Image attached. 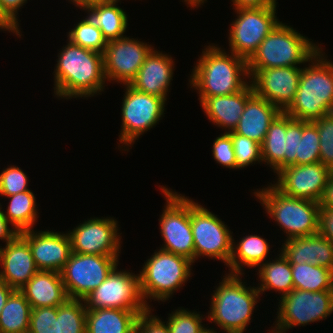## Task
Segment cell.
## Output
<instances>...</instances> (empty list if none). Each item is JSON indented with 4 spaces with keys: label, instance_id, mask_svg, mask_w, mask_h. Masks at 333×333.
<instances>
[{
    "label": "cell",
    "instance_id": "32",
    "mask_svg": "<svg viewBox=\"0 0 333 333\" xmlns=\"http://www.w3.org/2000/svg\"><path fill=\"white\" fill-rule=\"evenodd\" d=\"M31 305L19 290H14L0 312V333H28Z\"/></svg>",
    "mask_w": 333,
    "mask_h": 333
},
{
    "label": "cell",
    "instance_id": "8",
    "mask_svg": "<svg viewBox=\"0 0 333 333\" xmlns=\"http://www.w3.org/2000/svg\"><path fill=\"white\" fill-rule=\"evenodd\" d=\"M190 223L194 241V262L201 256L223 261L228 266L233 235L229 227L206 207L190 198Z\"/></svg>",
    "mask_w": 333,
    "mask_h": 333
},
{
    "label": "cell",
    "instance_id": "51",
    "mask_svg": "<svg viewBox=\"0 0 333 333\" xmlns=\"http://www.w3.org/2000/svg\"><path fill=\"white\" fill-rule=\"evenodd\" d=\"M13 291V288H11L3 280L0 279V312L2 311L8 297Z\"/></svg>",
    "mask_w": 333,
    "mask_h": 333
},
{
    "label": "cell",
    "instance_id": "31",
    "mask_svg": "<svg viewBox=\"0 0 333 333\" xmlns=\"http://www.w3.org/2000/svg\"><path fill=\"white\" fill-rule=\"evenodd\" d=\"M10 202L5 218L18 233L33 229L38 218L36 197L31 190L7 196Z\"/></svg>",
    "mask_w": 333,
    "mask_h": 333
},
{
    "label": "cell",
    "instance_id": "16",
    "mask_svg": "<svg viewBox=\"0 0 333 333\" xmlns=\"http://www.w3.org/2000/svg\"><path fill=\"white\" fill-rule=\"evenodd\" d=\"M152 49V45L127 36L108 41L103 53L106 80L130 84Z\"/></svg>",
    "mask_w": 333,
    "mask_h": 333
},
{
    "label": "cell",
    "instance_id": "26",
    "mask_svg": "<svg viewBox=\"0 0 333 333\" xmlns=\"http://www.w3.org/2000/svg\"><path fill=\"white\" fill-rule=\"evenodd\" d=\"M145 311L113 308L87 310L86 333H135L137 318Z\"/></svg>",
    "mask_w": 333,
    "mask_h": 333
},
{
    "label": "cell",
    "instance_id": "45",
    "mask_svg": "<svg viewBox=\"0 0 333 333\" xmlns=\"http://www.w3.org/2000/svg\"><path fill=\"white\" fill-rule=\"evenodd\" d=\"M318 233L333 243V209L320 208Z\"/></svg>",
    "mask_w": 333,
    "mask_h": 333
},
{
    "label": "cell",
    "instance_id": "35",
    "mask_svg": "<svg viewBox=\"0 0 333 333\" xmlns=\"http://www.w3.org/2000/svg\"><path fill=\"white\" fill-rule=\"evenodd\" d=\"M320 138L317 126L312 121L302 120V137L296 153V165L320 162Z\"/></svg>",
    "mask_w": 333,
    "mask_h": 333
},
{
    "label": "cell",
    "instance_id": "24",
    "mask_svg": "<svg viewBox=\"0 0 333 333\" xmlns=\"http://www.w3.org/2000/svg\"><path fill=\"white\" fill-rule=\"evenodd\" d=\"M282 111L253 93L247 100L233 132L262 144L269 126Z\"/></svg>",
    "mask_w": 333,
    "mask_h": 333
},
{
    "label": "cell",
    "instance_id": "28",
    "mask_svg": "<svg viewBox=\"0 0 333 333\" xmlns=\"http://www.w3.org/2000/svg\"><path fill=\"white\" fill-rule=\"evenodd\" d=\"M241 240L236 244L233 239L232 255L228 263L229 272L232 274H242L244 267H259L267 260V256L270 253V242L262 236L247 235L240 238ZM235 241V242H234Z\"/></svg>",
    "mask_w": 333,
    "mask_h": 333
},
{
    "label": "cell",
    "instance_id": "3",
    "mask_svg": "<svg viewBox=\"0 0 333 333\" xmlns=\"http://www.w3.org/2000/svg\"><path fill=\"white\" fill-rule=\"evenodd\" d=\"M323 51L302 68L297 93L283 111L294 119L314 121L333 112V62Z\"/></svg>",
    "mask_w": 333,
    "mask_h": 333
},
{
    "label": "cell",
    "instance_id": "52",
    "mask_svg": "<svg viewBox=\"0 0 333 333\" xmlns=\"http://www.w3.org/2000/svg\"><path fill=\"white\" fill-rule=\"evenodd\" d=\"M120 0H87V6L107 3H118Z\"/></svg>",
    "mask_w": 333,
    "mask_h": 333
},
{
    "label": "cell",
    "instance_id": "22",
    "mask_svg": "<svg viewBox=\"0 0 333 333\" xmlns=\"http://www.w3.org/2000/svg\"><path fill=\"white\" fill-rule=\"evenodd\" d=\"M281 253L290 264H312L333 271V243L320 233L286 239Z\"/></svg>",
    "mask_w": 333,
    "mask_h": 333
},
{
    "label": "cell",
    "instance_id": "50",
    "mask_svg": "<svg viewBox=\"0 0 333 333\" xmlns=\"http://www.w3.org/2000/svg\"><path fill=\"white\" fill-rule=\"evenodd\" d=\"M0 30L12 32L17 35L19 38L22 34H20V28L3 12V9L0 5Z\"/></svg>",
    "mask_w": 333,
    "mask_h": 333
},
{
    "label": "cell",
    "instance_id": "27",
    "mask_svg": "<svg viewBox=\"0 0 333 333\" xmlns=\"http://www.w3.org/2000/svg\"><path fill=\"white\" fill-rule=\"evenodd\" d=\"M117 5V3H107L79 7L87 11L88 16L85 20L99 28L107 42L126 36L124 34L128 27V17L126 12Z\"/></svg>",
    "mask_w": 333,
    "mask_h": 333
},
{
    "label": "cell",
    "instance_id": "19",
    "mask_svg": "<svg viewBox=\"0 0 333 333\" xmlns=\"http://www.w3.org/2000/svg\"><path fill=\"white\" fill-rule=\"evenodd\" d=\"M19 234L28 242L38 270L61 272L72 253L68 233L31 229Z\"/></svg>",
    "mask_w": 333,
    "mask_h": 333
},
{
    "label": "cell",
    "instance_id": "49",
    "mask_svg": "<svg viewBox=\"0 0 333 333\" xmlns=\"http://www.w3.org/2000/svg\"><path fill=\"white\" fill-rule=\"evenodd\" d=\"M320 208L333 209V171L328 178V182L324 188L323 195L319 201Z\"/></svg>",
    "mask_w": 333,
    "mask_h": 333
},
{
    "label": "cell",
    "instance_id": "56",
    "mask_svg": "<svg viewBox=\"0 0 333 333\" xmlns=\"http://www.w3.org/2000/svg\"><path fill=\"white\" fill-rule=\"evenodd\" d=\"M268 333H285L282 329H279L277 327H273V330Z\"/></svg>",
    "mask_w": 333,
    "mask_h": 333
},
{
    "label": "cell",
    "instance_id": "39",
    "mask_svg": "<svg viewBox=\"0 0 333 333\" xmlns=\"http://www.w3.org/2000/svg\"><path fill=\"white\" fill-rule=\"evenodd\" d=\"M320 138V162L333 171V112L312 121Z\"/></svg>",
    "mask_w": 333,
    "mask_h": 333
},
{
    "label": "cell",
    "instance_id": "34",
    "mask_svg": "<svg viewBox=\"0 0 333 333\" xmlns=\"http://www.w3.org/2000/svg\"><path fill=\"white\" fill-rule=\"evenodd\" d=\"M86 313L82 299L68 298L57 307L58 333H86Z\"/></svg>",
    "mask_w": 333,
    "mask_h": 333
},
{
    "label": "cell",
    "instance_id": "17",
    "mask_svg": "<svg viewBox=\"0 0 333 333\" xmlns=\"http://www.w3.org/2000/svg\"><path fill=\"white\" fill-rule=\"evenodd\" d=\"M302 68L298 66L248 70L254 93L278 107L282 112L293 101Z\"/></svg>",
    "mask_w": 333,
    "mask_h": 333
},
{
    "label": "cell",
    "instance_id": "48",
    "mask_svg": "<svg viewBox=\"0 0 333 333\" xmlns=\"http://www.w3.org/2000/svg\"><path fill=\"white\" fill-rule=\"evenodd\" d=\"M233 8H259L273 6L277 4V0H231Z\"/></svg>",
    "mask_w": 333,
    "mask_h": 333
},
{
    "label": "cell",
    "instance_id": "46",
    "mask_svg": "<svg viewBox=\"0 0 333 333\" xmlns=\"http://www.w3.org/2000/svg\"><path fill=\"white\" fill-rule=\"evenodd\" d=\"M28 0H0L3 12L19 27L18 10L27 3Z\"/></svg>",
    "mask_w": 333,
    "mask_h": 333
},
{
    "label": "cell",
    "instance_id": "41",
    "mask_svg": "<svg viewBox=\"0 0 333 333\" xmlns=\"http://www.w3.org/2000/svg\"><path fill=\"white\" fill-rule=\"evenodd\" d=\"M57 307L32 308L28 333H58Z\"/></svg>",
    "mask_w": 333,
    "mask_h": 333
},
{
    "label": "cell",
    "instance_id": "42",
    "mask_svg": "<svg viewBox=\"0 0 333 333\" xmlns=\"http://www.w3.org/2000/svg\"><path fill=\"white\" fill-rule=\"evenodd\" d=\"M302 137V120H297L286 114V151L284 167L296 165V153Z\"/></svg>",
    "mask_w": 333,
    "mask_h": 333
},
{
    "label": "cell",
    "instance_id": "29",
    "mask_svg": "<svg viewBox=\"0 0 333 333\" xmlns=\"http://www.w3.org/2000/svg\"><path fill=\"white\" fill-rule=\"evenodd\" d=\"M277 256L279 257L275 260H267L258 268L257 275L261 283L256 288L260 294L266 290H274L282 297L294 289L291 264L281 252Z\"/></svg>",
    "mask_w": 333,
    "mask_h": 333
},
{
    "label": "cell",
    "instance_id": "36",
    "mask_svg": "<svg viewBox=\"0 0 333 333\" xmlns=\"http://www.w3.org/2000/svg\"><path fill=\"white\" fill-rule=\"evenodd\" d=\"M67 38L73 44L102 54L107 46L101 30L90 25L84 18L68 32Z\"/></svg>",
    "mask_w": 333,
    "mask_h": 333
},
{
    "label": "cell",
    "instance_id": "9",
    "mask_svg": "<svg viewBox=\"0 0 333 333\" xmlns=\"http://www.w3.org/2000/svg\"><path fill=\"white\" fill-rule=\"evenodd\" d=\"M166 205L160 215L159 229L164 240L160 249L183 256L194 263V241L190 223V198L166 186L160 187Z\"/></svg>",
    "mask_w": 333,
    "mask_h": 333
},
{
    "label": "cell",
    "instance_id": "38",
    "mask_svg": "<svg viewBox=\"0 0 333 333\" xmlns=\"http://www.w3.org/2000/svg\"><path fill=\"white\" fill-rule=\"evenodd\" d=\"M233 141V148L236 157L237 169H243L257 161L263 163L261 155V145L250 138L236 134L228 133Z\"/></svg>",
    "mask_w": 333,
    "mask_h": 333
},
{
    "label": "cell",
    "instance_id": "15",
    "mask_svg": "<svg viewBox=\"0 0 333 333\" xmlns=\"http://www.w3.org/2000/svg\"><path fill=\"white\" fill-rule=\"evenodd\" d=\"M113 217L90 218L68 231L73 253L120 256L121 239ZM120 251V252H119Z\"/></svg>",
    "mask_w": 333,
    "mask_h": 333
},
{
    "label": "cell",
    "instance_id": "43",
    "mask_svg": "<svg viewBox=\"0 0 333 333\" xmlns=\"http://www.w3.org/2000/svg\"><path fill=\"white\" fill-rule=\"evenodd\" d=\"M213 159L220 165L237 169L236 157L233 148V141L228 133L221 134L216 137L212 147Z\"/></svg>",
    "mask_w": 333,
    "mask_h": 333
},
{
    "label": "cell",
    "instance_id": "37",
    "mask_svg": "<svg viewBox=\"0 0 333 333\" xmlns=\"http://www.w3.org/2000/svg\"><path fill=\"white\" fill-rule=\"evenodd\" d=\"M167 323L170 333H200L205 328L202 320L205 319L197 311H189L188 308H179L168 314Z\"/></svg>",
    "mask_w": 333,
    "mask_h": 333
},
{
    "label": "cell",
    "instance_id": "4",
    "mask_svg": "<svg viewBox=\"0 0 333 333\" xmlns=\"http://www.w3.org/2000/svg\"><path fill=\"white\" fill-rule=\"evenodd\" d=\"M242 274L226 273L211 297L208 321L215 323L226 333H244L251 321V316L260 292L256 287L242 281Z\"/></svg>",
    "mask_w": 333,
    "mask_h": 333
},
{
    "label": "cell",
    "instance_id": "25",
    "mask_svg": "<svg viewBox=\"0 0 333 333\" xmlns=\"http://www.w3.org/2000/svg\"><path fill=\"white\" fill-rule=\"evenodd\" d=\"M19 291L31 308L58 307L67 299L59 272L39 270Z\"/></svg>",
    "mask_w": 333,
    "mask_h": 333
},
{
    "label": "cell",
    "instance_id": "21",
    "mask_svg": "<svg viewBox=\"0 0 333 333\" xmlns=\"http://www.w3.org/2000/svg\"><path fill=\"white\" fill-rule=\"evenodd\" d=\"M155 48L147 55L135 78L129 84L136 90L146 94L164 98L173 80L174 59L169 54H163Z\"/></svg>",
    "mask_w": 333,
    "mask_h": 333
},
{
    "label": "cell",
    "instance_id": "10",
    "mask_svg": "<svg viewBox=\"0 0 333 333\" xmlns=\"http://www.w3.org/2000/svg\"><path fill=\"white\" fill-rule=\"evenodd\" d=\"M277 5L259 8H237V18L230 25V53L248 61L260 43L280 22L276 14Z\"/></svg>",
    "mask_w": 333,
    "mask_h": 333
},
{
    "label": "cell",
    "instance_id": "53",
    "mask_svg": "<svg viewBox=\"0 0 333 333\" xmlns=\"http://www.w3.org/2000/svg\"><path fill=\"white\" fill-rule=\"evenodd\" d=\"M205 1L207 0H184V2H186L185 4H188L189 7L191 8H197L200 5H203V3H205Z\"/></svg>",
    "mask_w": 333,
    "mask_h": 333
},
{
    "label": "cell",
    "instance_id": "54",
    "mask_svg": "<svg viewBox=\"0 0 333 333\" xmlns=\"http://www.w3.org/2000/svg\"><path fill=\"white\" fill-rule=\"evenodd\" d=\"M70 2L73 3V5H75L76 7H80V6H87V0H69Z\"/></svg>",
    "mask_w": 333,
    "mask_h": 333
},
{
    "label": "cell",
    "instance_id": "6",
    "mask_svg": "<svg viewBox=\"0 0 333 333\" xmlns=\"http://www.w3.org/2000/svg\"><path fill=\"white\" fill-rule=\"evenodd\" d=\"M265 213L275 220L286 234V239L306 237L318 233V202L290 197L280 192L272 183L254 193Z\"/></svg>",
    "mask_w": 333,
    "mask_h": 333
},
{
    "label": "cell",
    "instance_id": "12",
    "mask_svg": "<svg viewBox=\"0 0 333 333\" xmlns=\"http://www.w3.org/2000/svg\"><path fill=\"white\" fill-rule=\"evenodd\" d=\"M275 327L285 333L296 326L325 320L333 313V290L303 291L293 289L280 297Z\"/></svg>",
    "mask_w": 333,
    "mask_h": 333
},
{
    "label": "cell",
    "instance_id": "1",
    "mask_svg": "<svg viewBox=\"0 0 333 333\" xmlns=\"http://www.w3.org/2000/svg\"><path fill=\"white\" fill-rule=\"evenodd\" d=\"M58 53L54 69V94L58 98L93 97L104 91L103 54L73 44L68 40Z\"/></svg>",
    "mask_w": 333,
    "mask_h": 333
},
{
    "label": "cell",
    "instance_id": "5",
    "mask_svg": "<svg viewBox=\"0 0 333 333\" xmlns=\"http://www.w3.org/2000/svg\"><path fill=\"white\" fill-rule=\"evenodd\" d=\"M312 42L313 40L311 41L281 21L247 61L248 70L299 66L308 63L321 49L319 44Z\"/></svg>",
    "mask_w": 333,
    "mask_h": 333
},
{
    "label": "cell",
    "instance_id": "23",
    "mask_svg": "<svg viewBox=\"0 0 333 333\" xmlns=\"http://www.w3.org/2000/svg\"><path fill=\"white\" fill-rule=\"evenodd\" d=\"M254 93L251 83L243 90L229 95L199 97L200 105L214 125L229 133L235 130L248 98Z\"/></svg>",
    "mask_w": 333,
    "mask_h": 333
},
{
    "label": "cell",
    "instance_id": "30",
    "mask_svg": "<svg viewBox=\"0 0 333 333\" xmlns=\"http://www.w3.org/2000/svg\"><path fill=\"white\" fill-rule=\"evenodd\" d=\"M286 151V114L281 112L271 123L261 144V155L264 163L274 173L284 168Z\"/></svg>",
    "mask_w": 333,
    "mask_h": 333
},
{
    "label": "cell",
    "instance_id": "18",
    "mask_svg": "<svg viewBox=\"0 0 333 333\" xmlns=\"http://www.w3.org/2000/svg\"><path fill=\"white\" fill-rule=\"evenodd\" d=\"M332 171L321 162L306 165H290L279 170L273 184L283 194L320 201Z\"/></svg>",
    "mask_w": 333,
    "mask_h": 333
},
{
    "label": "cell",
    "instance_id": "40",
    "mask_svg": "<svg viewBox=\"0 0 333 333\" xmlns=\"http://www.w3.org/2000/svg\"><path fill=\"white\" fill-rule=\"evenodd\" d=\"M28 176L18 166L10 165L0 173V195L10 196L30 190Z\"/></svg>",
    "mask_w": 333,
    "mask_h": 333
},
{
    "label": "cell",
    "instance_id": "47",
    "mask_svg": "<svg viewBox=\"0 0 333 333\" xmlns=\"http://www.w3.org/2000/svg\"><path fill=\"white\" fill-rule=\"evenodd\" d=\"M9 224V221L5 218L2 207L0 206V239L2 242L4 241L5 244L9 243L19 234L16 229H10L8 226Z\"/></svg>",
    "mask_w": 333,
    "mask_h": 333
},
{
    "label": "cell",
    "instance_id": "20",
    "mask_svg": "<svg viewBox=\"0 0 333 333\" xmlns=\"http://www.w3.org/2000/svg\"><path fill=\"white\" fill-rule=\"evenodd\" d=\"M0 246V279L14 290L21 289L39 270L28 242L18 234Z\"/></svg>",
    "mask_w": 333,
    "mask_h": 333
},
{
    "label": "cell",
    "instance_id": "33",
    "mask_svg": "<svg viewBox=\"0 0 333 333\" xmlns=\"http://www.w3.org/2000/svg\"><path fill=\"white\" fill-rule=\"evenodd\" d=\"M294 289L303 291L333 290V271L312 264H291Z\"/></svg>",
    "mask_w": 333,
    "mask_h": 333
},
{
    "label": "cell",
    "instance_id": "55",
    "mask_svg": "<svg viewBox=\"0 0 333 333\" xmlns=\"http://www.w3.org/2000/svg\"><path fill=\"white\" fill-rule=\"evenodd\" d=\"M200 333H217L216 330H214V328H208V327H205L204 329H202L200 331Z\"/></svg>",
    "mask_w": 333,
    "mask_h": 333
},
{
    "label": "cell",
    "instance_id": "7",
    "mask_svg": "<svg viewBox=\"0 0 333 333\" xmlns=\"http://www.w3.org/2000/svg\"><path fill=\"white\" fill-rule=\"evenodd\" d=\"M191 265L193 262L183 256L162 249L154 252L139 271L140 290L146 305L152 308L148 299L169 300L192 276Z\"/></svg>",
    "mask_w": 333,
    "mask_h": 333
},
{
    "label": "cell",
    "instance_id": "44",
    "mask_svg": "<svg viewBox=\"0 0 333 333\" xmlns=\"http://www.w3.org/2000/svg\"><path fill=\"white\" fill-rule=\"evenodd\" d=\"M151 308L139 314L136 321L135 333H170L167 323L165 324L159 316L152 315ZM151 314V315H150Z\"/></svg>",
    "mask_w": 333,
    "mask_h": 333
},
{
    "label": "cell",
    "instance_id": "13",
    "mask_svg": "<svg viewBox=\"0 0 333 333\" xmlns=\"http://www.w3.org/2000/svg\"><path fill=\"white\" fill-rule=\"evenodd\" d=\"M116 266L108 277L86 297L87 310L113 308L123 310H148L140 290V274L118 271Z\"/></svg>",
    "mask_w": 333,
    "mask_h": 333
},
{
    "label": "cell",
    "instance_id": "2",
    "mask_svg": "<svg viewBox=\"0 0 333 333\" xmlns=\"http://www.w3.org/2000/svg\"><path fill=\"white\" fill-rule=\"evenodd\" d=\"M216 46L210 44L204 48L192 69L189 84L197 89L199 97L235 94L250 83L247 61Z\"/></svg>",
    "mask_w": 333,
    "mask_h": 333
},
{
    "label": "cell",
    "instance_id": "14",
    "mask_svg": "<svg viewBox=\"0 0 333 333\" xmlns=\"http://www.w3.org/2000/svg\"><path fill=\"white\" fill-rule=\"evenodd\" d=\"M119 256L71 253L60 274L70 299H83L118 266Z\"/></svg>",
    "mask_w": 333,
    "mask_h": 333
},
{
    "label": "cell",
    "instance_id": "11",
    "mask_svg": "<svg viewBox=\"0 0 333 333\" xmlns=\"http://www.w3.org/2000/svg\"><path fill=\"white\" fill-rule=\"evenodd\" d=\"M125 94L122 99V125L119 135L120 144L128 148L139 139V136L162 119L166 100L158 96L136 90L129 84H124Z\"/></svg>",
    "mask_w": 333,
    "mask_h": 333
}]
</instances>
